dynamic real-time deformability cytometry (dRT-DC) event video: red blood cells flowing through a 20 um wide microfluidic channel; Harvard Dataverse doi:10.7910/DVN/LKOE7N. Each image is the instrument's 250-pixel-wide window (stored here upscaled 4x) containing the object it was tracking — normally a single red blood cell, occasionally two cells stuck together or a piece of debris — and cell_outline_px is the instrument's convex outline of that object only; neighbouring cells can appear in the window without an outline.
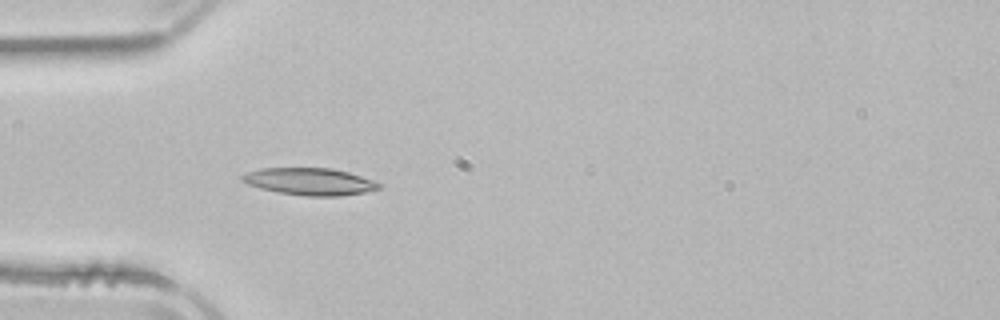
{"species": "common noctule bat (a hibernating species)", "species_latin": "Nyctalus noctula", "temperature_condition": "room temperature", "stored_images_in_passage": 3, "camera_frame_rate_fps": 3000, "um_per_image_px": 0.085, "animal": {"sex": "male", "body_mass_g": 21.5, "forearm_length_mm": 52.0}, "frame": {"image": 1, "passage_image": 3, "time_ms": 3.0, "image_size_px": [1000, 320], "cell_outline_px": [[380, 188], [364, 192], [340, 196], [304, 196], [280, 192], [260, 188], [248, 184], [240, 180], [240, 176], [248, 172], [260, 168], [332, 168], [348, 172], [372, 180], [380, 184]], "centroid_in_image_um": [26.29, 15.43], "position_along_channel_um": 58.7, "area_um2": 21.44}}